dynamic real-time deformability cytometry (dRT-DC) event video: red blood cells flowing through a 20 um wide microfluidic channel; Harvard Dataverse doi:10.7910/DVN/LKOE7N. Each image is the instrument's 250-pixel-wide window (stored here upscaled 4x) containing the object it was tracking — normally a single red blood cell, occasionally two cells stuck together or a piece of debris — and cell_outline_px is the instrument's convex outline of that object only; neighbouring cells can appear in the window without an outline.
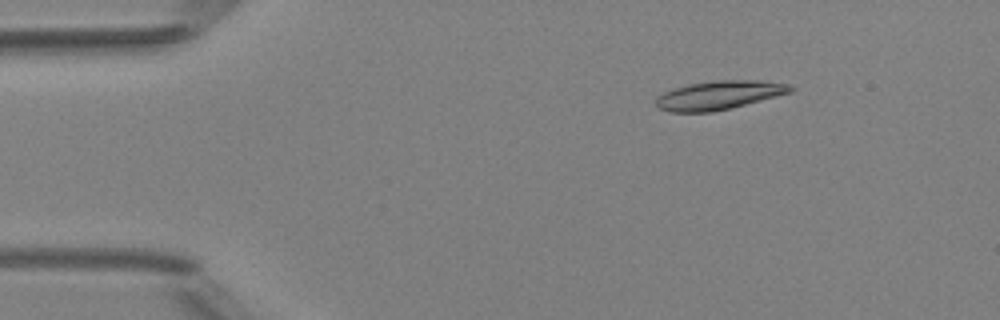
{"species": "Egyptian fruit bat (a non-hibernating species)", "species_latin": "Rousettus aegyptiacus", "temperature_condition": "room temperature", "stored_images_in_passage": 5, "camera_frame_rate_fps": 3000, "um_per_image_px": 0.085, "animal": {"sex": "female"}, "frame": {"image": 1, "passage_image": 3, "time_ms": 2.333, "image_size_px": [1000, 320], "cell_outline_px": [[796, 88], [792, 92], [732, 108], [712, 112], [668, 112], [656, 108], [656, 96], [664, 92], [688, 84], [712, 80], [760, 80], [788, 84]], "centroid_in_image_um": [61.11, 8.09], "position_along_channel_um": 23.9, "area_um2": 22.77}}